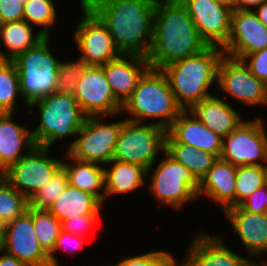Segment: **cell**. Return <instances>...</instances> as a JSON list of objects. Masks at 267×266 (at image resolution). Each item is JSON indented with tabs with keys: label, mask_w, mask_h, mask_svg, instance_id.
Instances as JSON below:
<instances>
[{
	"label": "cell",
	"mask_w": 267,
	"mask_h": 266,
	"mask_svg": "<svg viewBox=\"0 0 267 266\" xmlns=\"http://www.w3.org/2000/svg\"><path fill=\"white\" fill-rule=\"evenodd\" d=\"M80 6L81 20L77 23L72 36L80 57L87 65L95 66H102L120 57L122 54L114 44L106 26L81 1Z\"/></svg>",
	"instance_id": "13"
},
{
	"label": "cell",
	"mask_w": 267,
	"mask_h": 266,
	"mask_svg": "<svg viewBox=\"0 0 267 266\" xmlns=\"http://www.w3.org/2000/svg\"><path fill=\"white\" fill-rule=\"evenodd\" d=\"M33 224L40 245L49 254L62 229L61 222L48 210L33 208Z\"/></svg>",
	"instance_id": "34"
},
{
	"label": "cell",
	"mask_w": 267,
	"mask_h": 266,
	"mask_svg": "<svg viewBox=\"0 0 267 266\" xmlns=\"http://www.w3.org/2000/svg\"><path fill=\"white\" fill-rule=\"evenodd\" d=\"M240 206L248 212L267 213V183L251 194Z\"/></svg>",
	"instance_id": "42"
},
{
	"label": "cell",
	"mask_w": 267,
	"mask_h": 266,
	"mask_svg": "<svg viewBox=\"0 0 267 266\" xmlns=\"http://www.w3.org/2000/svg\"><path fill=\"white\" fill-rule=\"evenodd\" d=\"M123 119L112 160L141 165L148 169L165 152L167 130L154 123Z\"/></svg>",
	"instance_id": "8"
},
{
	"label": "cell",
	"mask_w": 267,
	"mask_h": 266,
	"mask_svg": "<svg viewBox=\"0 0 267 266\" xmlns=\"http://www.w3.org/2000/svg\"><path fill=\"white\" fill-rule=\"evenodd\" d=\"M218 92L245 106L267 104V85L257 79L242 60L223 54L217 67Z\"/></svg>",
	"instance_id": "12"
},
{
	"label": "cell",
	"mask_w": 267,
	"mask_h": 266,
	"mask_svg": "<svg viewBox=\"0 0 267 266\" xmlns=\"http://www.w3.org/2000/svg\"><path fill=\"white\" fill-rule=\"evenodd\" d=\"M216 3L224 5L230 8L232 11L235 10V0H214Z\"/></svg>",
	"instance_id": "47"
},
{
	"label": "cell",
	"mask_w": 267,
	"mask_h": 266,
	"mask_svg": "<svg viewBox=\"0 0 267 266\" xmlns=\"http://www.w3.org/2000/svg\"><path fill=\"white\" fill-rule=\"evenodd\" d=\"M87 117H118L122 104L115 98L102 66L87 65L74 93Z\"/></svg>",
	"instance_id": "14"
},
{
	"label": "cell",
	"mask_w": 267,
	"mask_h": 266,
	"mask_svg": "<svg viewBox=\"0 0 267 266\" xmlns=\"http://www.w3.org/2000/svg\"><path fill=\"white\" fill-rule=\"evenodd\" d=\"M35 28L25 20L0 24V57L2 60H13L17 55L34 47L45 36L34 32ZM36 33V35L34 34ZM6 51V52H5Z\"/></svg>",
	"instance_id": "28"
},
{
	"label": "cell",
	"mask_w": 267,
	"mask_h": 266,
	"mask_svg": "<svg viewBox=\"0 0 267 266\" xmlns=\"http://www.w3.org/2000/svg\"><path fill=\"white\" fill-rule=\"evenodd\" d=\"M106 26L121 54L148 56L157 0H80Z\"/></svg>",
	"instance_id": "2"
},
{
	"label": "cell",
	"mask_w": 267,
	"mask_h": 266,
	"mask_svg": "<svg viewBox=\"0 0 267 266\" xmlns=\"http://www.w3.org/2000/svg\"><path fill=\"white\" fill-rule=\"evenodd\" d=\"M6 248V224L0 222V254L5 253Z\"/></svg>",
	"instance_id": "46"
},
{
	"label": "cell",
	"mask_w": 267,
	"mask_h": 266,
	"mask_svg": "<svg viewBox=\"0 0 267 266\" xmlns=\"http://www.w3.org/2000/svg\"><path fill=\"white\" fill-rule=\"evenodd\" d=\"M258 19L267 27V1L253 10Z\"/></svg>",
	"instance_id": "45"
},
{
	"label": "cell",
	"mask_w": 267,
	"mask_h": 266,
	"mask_svg": "<svg viewBox=\"0 0 267 266\" xmlns=\"http://www.w3.org/2000/svg\"><path fill=\"white\" fill-rule=\"evenodd\" d=\"M26 0H0V24L23 20Z\"/></svg>",
	"instance_id": "41"
},
{
	"label": "cell",
	"mask_w": 267,
	"mask_h": 266,
	"mask_svg": "<svg viewBox=\"0 0 267 266\" xmlns=\"http://www.w3.org/2000/svg\"><path fill=\"white\" fill-rule=\"evenodd\" d=\"M109 166V167H108ZM147 169L141 165L111 160L104 167L105 203L114 195L134 193L145 186Z\"/></svg>",
	"instance_id": "25"
},
{
	"label": "cell",
	"mask_w": 267,
	"mask_h": 266,
	"mask_svg": "<svg viewBox=\"0 0 267 266\" xmlns=\"http://www.w3.org/2000/svg\"><path fill=\"white\" fill-rule=\"evenodd\" d=\"M267 183V165L237 166L236 206Z\"/></svg>",
	"instance_id": "32"
},
{
	"label": "cell",
	"mask_w": 267,
	"mask_h": 266,
	"mask_svg": "<svg viewBox=\"0 0 267 266\" xmlns=\"http://www.w3.org/2000/svg\"><path fill=\"white\" fill-rule=\"evenodd\" d=\"M105 117H87L66 152L73 158L105 166L113 159L123 119L106 123Z\"/></svg>",
	"instance_id": "9"
},
{
	"label": "cell",
	"mask_w": 267,
	"mask_h": 266,
	"mask_svg": "<svg viewBox=\"0 0 267 266\" xmlns=\"http://www.w3.org/2000/svg\"><path fill=\"white\" fill-rule=\"evenodd\" d=\"M103 207L93 195L68 184L48 211L62 222L82 214H101Z\"/></svg>",
	"instance_id": "27"
},
{
	"label": "cell",
	"mask_w": 267,
	"mask_h": 266,
	"mask_svg": "<svg viewBox=\"0 0 267 266\" xmlns=\"http://www.w3.org/2000/svg\"><path fill=\"white\" fill-rule=\"evenodd\" d=\"M255 266H267V260H263L262 257L260 260H256Z\"/></svg>",
	"instance_id": "48"
},
{
	"label": "cell",
	"mask_w": 267,
	"mask_h": 266,
	"mask_svg": "<svg viewBox=\"0 0 267 266\" xmlns=\"http://www.w3.org/2000/svg\"><path fill=\"white\" fill-rule=\"evenodd\" d=\"M208 46L180 0L156 1L153 36L147 56L150 68L163 70Z\"/></svg>",
	"instance_id": "1"
},
{
	"label": "cell",
	"mask_w": 267,
	"mask_h": 266,
	"mask_svg": "<svg viewBox=\"0 0 267 266\" xmlns=\"http://www.w3.org/2000/svg\"><path fill=\"white\" fill-rule=\"evenodd\" d=\"M51 149L34 146L19 161L1 175L21 194L30 200L50 181L62 166L63 159L52 157Z\"/></svg>",
	"instance_id": "10"
},
{
	"label": "cell",
	"mask_w": 267,
	"mask_h": 266,
	"mask_svg": "<svg viewBox=\"0 0 267 266\" xmlns=\"http://www.w3.org/2000/svg\"><path fill=\"white\" fill-rule=\"evenodd\" d=\"M222 48L208 46L202 52L166 66L162 71L168 78L177 104L190 110L196 103L210 97L209 89L216 84Z\"/></svg>",
	"instance_id": "3"
},
{
	"label": "cell",
	"mask_w": 267,
	"mask_h": 266,
	"mask_svg": "<svg viewBox=\"0 0 267 266\" xmlns=\"http://www.w3.org/2000/svg\"><path fill=\"white\" fill-rule=\"evenodd\" d=\"M203 232L189 242L179 266H255L250 257L240 256L225 244L224 237Z\"/></svg>",
	"instance_id": "15"
},
{
	"label": "cell",
	"mask_w": 267,
	"mask_h": 266,
	"mask_svg": "<svg viewBox=\"0 0 267 266\" xmlns=\"http://www.w3.org/2000/svg\"><path fill=\"white\" fill-rule=\"evenodd\" d=\"M0 266H27L14 256L7 253L0 254Z\"/></svg>",
	"instance_id": "44"
},
{
	"label": "cell",
	"mask_w": 267,
	"mask_h": 266,
	"mask_svg": "<svg viewBox=\"0 0 267 266\" xmlns=\"http://www.w3.org/2000/svg\"><path fill=\"white\" fill-rule=\"evenodd\" d=\"M122 111L129 114L130 118L126 119L128 121L147 123L154 118L158 120L150 123L167 130L183 109L177 104L165 73L149 68L122 105L121 113Z\"/></svg>",
	"instance_id": "4"
},
{
	"label": "cell",
	"mask_w": 267,
	"mask_h": 266,
	"mask_svg": "<svg viewBox=\"0 0 267 266\" xmlns=\"http://www.w3.org/2000/svg\"><path fill=\"white\" fill-rule=\"evenodd\" d=\"M85 239V237L74 235L61 229L59 236L56 239L55 246L49 253V265L61 266L55 254L60 251H69L72 252L71 254H73L74 252H76V250H80V247H82Z\"/></svg>",
	"instance_id": "38"
},
{
	"label": "cell",
	"mask_w": 267,
	"mask_h": 266,
	"mask_svg": "<svg viewBox=\"0 0 267 266\" xmlns=\"http://www.w3.org/2000/svg\"><path fill=\"white\" fill-rule=\"evenodd\" d=\"M267 48V27L252 10H233L230 34L222 48L225 55L241 60L244 56Z\"/></svg>",
	"instance_id": "18"
},
{
	"label": "cell",
	"mask_w": 267,
	"mask_h": 266,
	"mask_svg": "<svg viewBox=\"0 0 267 266\" xmlns=\"http://www.w3.org/2000/svg\"><path fill=\"white\" fill-rule=\"evenodd\" d=\"M5 253L16 257L27 266H50L49 254L40 245L34 231L33 208L6 224Z\"/></svg>",
	"instance_id": "17"
},
{
	"label": "cell",
	"mask_w": 267,
	"mask_h": 266,
	"mask_svg": "<svg viewBox=\"0 0 267 266\" xmlns=\"http://www.w3.org/2000/svg\"><path fill=\"white\" fill-rule=\"evenodd\" d=\"M29 200L0 174V222L7 224L21 216Z\"/></svg>",
	"instance_id": "33"
},
{
	"label": "cell",
	"mask_w": 267,
	"mask_h": 266,
	"mask_svg": "<svg viewBox=\"0 0 267 266\" xmlns=\"http://www.w3.org/2000/svg\"><path fill=\"white\" fill-rule=\"evenodd\" d=\"M190 111L222 139L233 132L244 119L226 99L216 93L196 103Z\"/></svg>",
	"instance_id": "24"
},
{
	"label": "cell",
	"mask_w": 267,
	"mask_h": 266,
	"mask_svg": "<svg viewBox=\"0 0 267 266\" xmlns=\"http://www.w3.org/2000/svg\"><path fill=\"white\" fill-rule=\"evenodd\" d=\"M178 143L193 146L220 158L222 138L206 127L190 110H183L167 129Z\"/></svg>",
	"instance_id": "22"
},
{
	"label": "cell",
	"mask_w": 267,
	"mask_h": 266,
	"mask_svg": "<svg viewBox=\"0 0 267 266\" xmlns=\"http://www.w3.org/2000/svg\"><path fill=\"white\" fill-rule=\"evenodd\" d=\"M237 166L218 158L199 182L197 197L211 198L224 212L236 206Z\"/></svg>",
	"instance_id": "21"
},
{
	"label": "cell",
	"mask_w": 267,
	"mask_h": 266,
	"mask_svg": "<svg viewBox=\"0 0 267 266\" xmlns=\"http://www.w3.org/2000/svg\"><path fill=\"white\" fill-rule=\"evenodd\" d=\"M66 170L61 166L50 181L40 189L30 200L29 206L35 209L48 210L68 185Z\"/></svg>",
	"instance_id": "35"
},
{
	"label": "cell",
	"mask_w": 267,
	"mask_h": 266,
	"mask_svg": "<svg viewBox=\"0 0 267 266\" xmlns=\"http://www.w3.org/2000/svg\"><path fill=\"white\" fill-rule=\"evenodd\" d=\"M14 114L0 113V174L35 146L32 129L14 122Z\"/></svg>",
	"instance_id": "23"
},
{
	"label": "cell",
	"mask_w": 267,
	"mask_h": 266,
	"mask_svg": "<svg viewBox=\"0 0 267 266\" xmlns=\"http://www.w3.org/2000/svg\"><path fill=\"white\" fill-rule=\"evenodd\" d=\"M163 156L164 158L159 160L158 165H156V160L147 169L146 179L150 181L148 182L149 190L155 201L161 205L181 211L187 203L198 199L199 182L186 167L166 152H163Z\"/></svg>",
	"instance_id": "7"
},
{
	"label": "cell",
	"mask_w": 267,
	"mask_h": 266,
	"mask_svg": "<svg viewBox=\"0 0 267 266\" xmlns=\"http://www.w3.org/2000/svg\"><path fill=\"white\" fill-rule=\"evenodd\" d=\"M65 155L68 160L64 161L63 158L62 166L66 170L68 183L93 195L105 205L104 166L75 159L67 152Z\"/></svg>",
	"instance_id": "26"
},
{
	"label": "cell",
	"mask_w": 267,
	"mask_h": 266,
	"mask_svg": "<svg viewBox=\"0 0 267 266\" xmlns=\"http://www.w3.org/2000/svg\"><path fill=\"white\" fill-rule=\"evenodd\" d=\"M99 214L80 215L73 219L63 220L61 222L62 230L71 234L86 237L99 222ZM93 228V229H92Z\"/></svg>",
	"instance_id": "39"
},
{
	"label": "cell",
	"mask_w": 267,
	"mask_h": 266,
	"mask_svg": "<svg viewBox=\"0 0 267 266\" xmlns=\"http://www.w3.org/2000/svg\"><path fill=\"white\" fill-rule=\"evenodd\" d=\"M57 6L54 0H26L24 5L23 20L33 27H39L38 31L45 37H51V27L57 25Z\"/></svg>",
	"instance_id": "31"
},
{
	"label": "cell",
	"mask_w": 267,
	"mask_h": 266,
	"mask_svg": "<svg viewBox=\"0 0 267 266\" xmlns=\"http://www.w3.org/2000/svg\"><path fill=\"white\" fill-rule=\"evenodd\" d=\"M22 95L20 92L19 74L12 60L0 61V113L16 112ZM18 98V99H17Z\"/></svg>",
	"instance_id": "30"
},
{
	"label": "cell",
	"mask_w": 267,
	"mask_h": 266,
	"mask_svg": "<svg viewBox=\"0 0 267 266\" xmlns=\"http://www.w3.org/2000/svg\"><path fill=\"white\" fill-rule=\"evenodd\" d=\"M200 36L209 46L223 48L230 34L232 10L214 0H180Z\"/></svg>",
	"instance_id": "16"
},
{
	"label": "cell",
	"mask_w": 267,
	"mask_h": 266,
	"mask_svg": "<svg viewBox=\"0 0 267 266\" xmlns=\"http://www.w3.org/2000/svg\"><path fill=\"white\" fill-rule=\"evenodd\" d=\"M165 152L186 167L198 182L218 159L214 154L176 142L168 133L165 138Z\"/></svg>",
	"instance_id": "29"
},
{
	"label": "cell",
	"mask_w": 267,
	"mask_h": 266,
	"mask_svg": "<svg viewBox=\"0 0 267 266\" xmlns=\"http://www.w3.org/2000/svg\"><path fill=\"white\" fill-rule=\"evenodd\" d=\"M265 128L260 117L242 121L233 132L222 139L220 158L235 166L267 165Z\"/></svg>",
	"instance_id": "11"
},
{
	"label": "cell",
	"mask_w": 267,
	"mask_h": 266,
	"mask_svg": "<svg viewBox=\"0 0 267 266\" xmlns=\"http://www.w3.org/2000/svg\"><path fill=\"white\" fill-rule=\"evenodd\" d=\"M267 0H235V9L237 10H254Z\"/></svg>",
	"instance_id": "43"
},
{
	"label": "cell",
	"mask_w": 267,
	"mask_h": 266,
	"mask_svg": "<svg viewBox=\"0 0 267 266\" xmlns=\"http://www.w3.org/2000/svg\"><path fill=\"white\" fill-rule=\"evenodd\" d=\"M50 37L17 55L12 61L19 74L20 92L28 106L55 91L59 60L52 54Z\"/></svg>",
	"instance_id": "6"
},
{
	"label": "cell",
	"mask_w": 267,
	"mask_h": 266,
	"mask_svg": "<svg viewBox=\"0 0 267 266\" xmlns=\"http://www.w3.org/2000/svg\"><path fill=\"white\" fill-rule=\"evenodd\" d=\"M241 60L257 79L267 85V48L248 54Z\"/></svg>",
	"instance_id": "40"
},
{
	"label": "cell",
	"mask_w": 267,
	"mask_h": 266,
	"mask_svg": "<svg viewBox=\"0 0 267 266\" xmlns=\"http://www.w3.org/2000/svg\"><path fill=\"white\" fill-rule=\"evenodd\" d=\"M178 262L173 253L161 249L125 257L111 266H179Z\"/></svg>",
	"instance_id": "37"
},
{
	"label": "cell",
	"mask_w": 267,
	"mask_h": 266,
	"mask_svg": "<svg viewBox=\"0 0 267 266\" xmlns=\"http://www.w3.org/2000/svg\"><path fill=\"white\" fill-rule=\"evenodd\" d=\"M35 107L39 111L40 122L35 130H31L32 139L35 146L49 149L60 139L76 137L87 118L71 94L53 92L31 103L28 111L32 113Z\"/></svg>",
	"instance_id": "5"
},
{
	"label": "cell",
	"mask_w": 267,
	"mask_h": 266,
	"mask_svg": "<svg viewBox=\"0 0 267 266\" xmlns=\"http://www.w3.org/2000/svg\"><path fill=\"white\" fill-rule=\"evenodd\" d=\"M102 68L115 98L123 105L150 65L146 57L122 54L102 65Z\"/></svg>",
	"instance_id": "20"
},
{
	"label": "cell",
	"mask_w": 267,
	"mask_h": 266,
	"mask_svg": "<svg viewBox=\"0 0 267 266\" xmlns=\"http://www.w3.org/2000/svg\"><path fill=\"white\" fill-rule=\"evenodd\" d=\"M86 66V62L80 56L73 61H60L54 92L74 95L77 88V81Z\"/></svg>",
	"instance_id": "36"
},
{
	"label": "cell",
	"mask_w": 267,
	"mask_h": 266,
	"mask_svg": "<svg viewBox=\"0 0 267 266\" xmlns=\"http://www.w3.org/2000/svg\"><path fill=\"white\" fill-rule=\"evenodd\" d=\"M224 213L248 257L256 262L261 255L267 254V213L248 212L240 205L230 207Z\"/></svg>",
	"instance_id": "19"
}]
</instances>
